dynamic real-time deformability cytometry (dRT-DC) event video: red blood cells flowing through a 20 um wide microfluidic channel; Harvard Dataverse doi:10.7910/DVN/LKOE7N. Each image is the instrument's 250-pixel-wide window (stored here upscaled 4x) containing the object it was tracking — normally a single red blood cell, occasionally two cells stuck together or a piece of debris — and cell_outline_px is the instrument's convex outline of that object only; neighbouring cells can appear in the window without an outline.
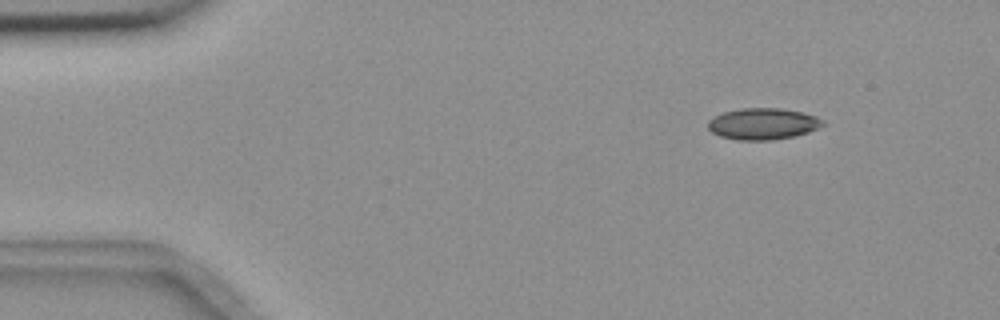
{"species": "common noctule bat (a hibernating species)", "species_latin": "Nyctalus noctula", "temperature_condition": "room temperature", "stored_images_in_passage": 2, "camera_frame_rate_fps": 3000, "um_per_image_px": 0.085, "animal": {"sex": "female", "body_mass_g": 18.4}, "frame": {"image": 1, "passage_image": 1, "time_ms": 0.0, "image_size_px": [1000, 320], "cell_outline_px": [[824, 124], [808, 132], [792, 136], [772, 140], [736, 140], [720, 136], [712, 132], [708, 128], [708, 120], [712, 116], [724, 112], [740, 108], [780, 108], [804, 112], [816, 116], [824, 120]], "centroid_in_image_um": [64.82, 10.51], "position_along_channel_um": 20.2, "area_um2": 21.1}}